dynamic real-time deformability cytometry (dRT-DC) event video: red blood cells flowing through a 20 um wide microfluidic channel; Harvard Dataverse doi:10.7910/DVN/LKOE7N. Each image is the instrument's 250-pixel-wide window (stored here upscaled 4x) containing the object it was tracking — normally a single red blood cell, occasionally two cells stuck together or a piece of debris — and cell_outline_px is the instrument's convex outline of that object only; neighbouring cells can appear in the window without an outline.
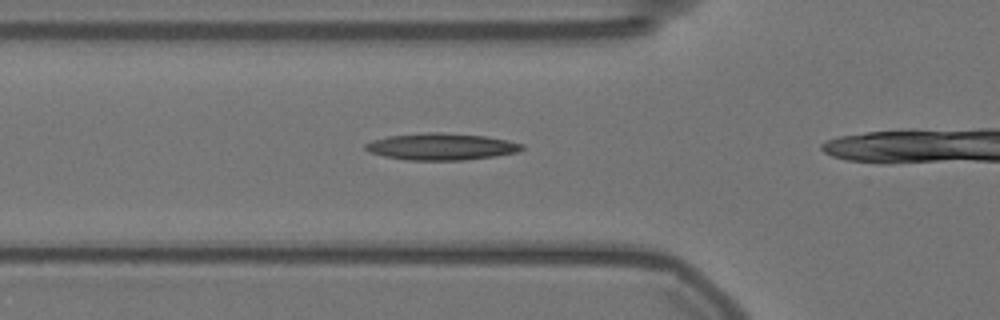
{"species": "Egyptian fruit bat (a non-hibernating species)", "species_latin": "Rousettus aegyptiacus", "temperature_condition": "warm", "stored_images_in_passage": 9, "camera_frame_rate_fps": 3000, "um_per_image_px": 0.085, "animal": {"sex": "female"}, "frame": {"image": 1, "passage_image": 4, "time_ms": 1.0, "image_size_px": [1000, 320], "cell_outline_px": [[524, 148], [520, 152], [496, 156], [464, 160], [404, 160], [384, 156], [368, 152], [364, 148], [364, 144], [372, 140], [388, 136], [428, 132], [440, 132], [484, 136], [508, 140], [524, 144]], "centroid_in_image_um": [37.51, 12.47], "position_along_channel_um": 88.3, "area_um2": 24.62}}
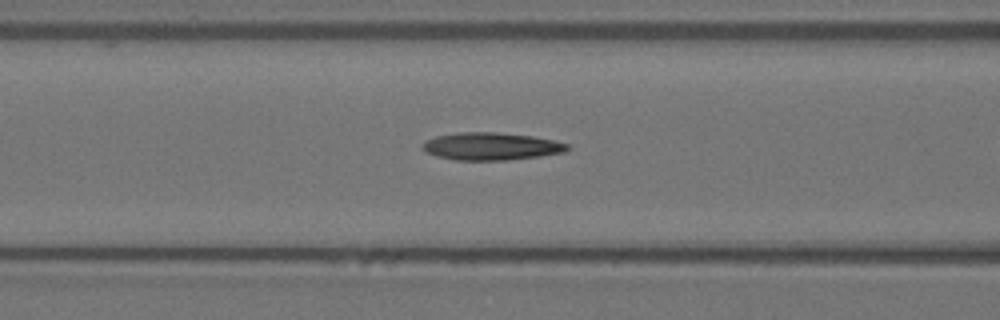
{"frame": {"image": 2, "passage_image": 7, "time_ms": 2.0, "image_size_px": [1000, 320], "cell_outline_px": [[568, 148], [564, 152], [540, 156], [508, 160], [456, 160], [436, 156], [424, 152], [420, 148], [420, 144], [424, 140], [436, 136], [460, 132], [496, 132], [532, 136], [552, 140], [568, 144]], "centroid_in_image_um": [41.66, 12.44], "position_along_channel_um": 124.9, "area_um2": 23.35}}